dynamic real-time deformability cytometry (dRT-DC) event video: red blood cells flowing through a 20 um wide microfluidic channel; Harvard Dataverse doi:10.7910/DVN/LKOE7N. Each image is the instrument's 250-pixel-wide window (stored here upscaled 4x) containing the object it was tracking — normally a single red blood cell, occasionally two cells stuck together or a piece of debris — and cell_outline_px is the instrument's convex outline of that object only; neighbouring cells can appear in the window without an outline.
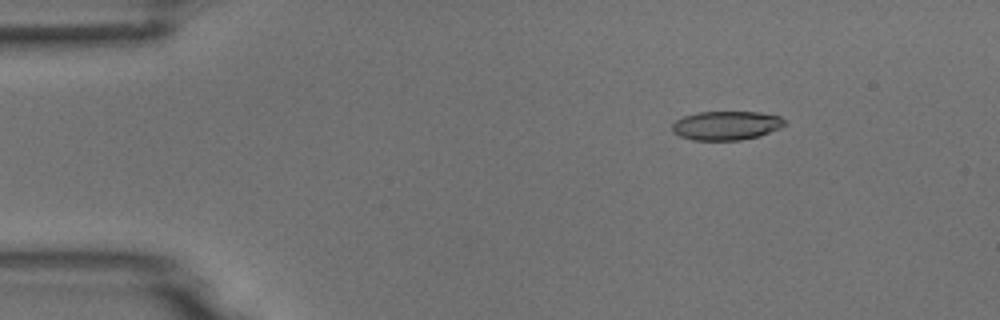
{"species": "common noctule bat (a hibernating species)", "species_latin": "Nyctalus noctula", "temperature_condition": "room temperature", "stored_images_in_passage": 5, "camera_frame_rate_fps": 3000, "um_per_image_px": 0.085, "animal": {"sex": "male", "body_mass_g": 18.8}, "frame": {"image": 1, "passage_image": 1, "time_ms": 0.0, "image_size_px": [1000, 320], "cell_outline_px": [[788, 120], [780, 128], [760, 136], [740, 140], [692, 140], [680, 136], [672, 132], [672, 124], [676, 120], [684, 116], [700, 112], [760, 112], [780, 116]], "centroid_in_image_um": [61.75, 10.67], "position_along_channel_um": 23.2, "area_um2": 19.07}}
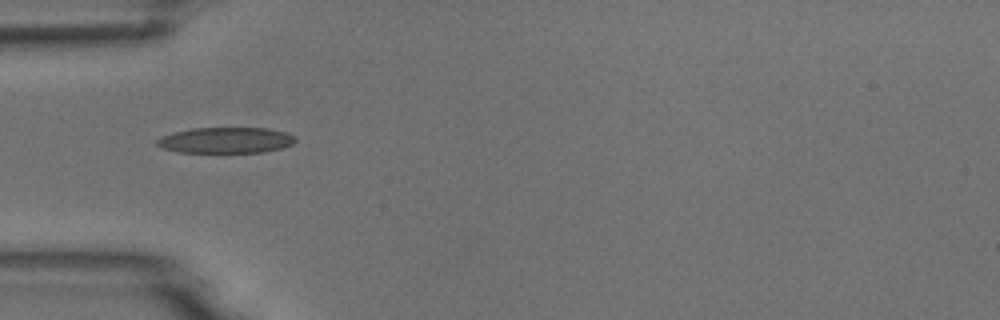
{"frame": {"image": 2, "passage_image": 3, "time_ms": 3.0, "image_size_px": [1000, 320], "cell_outline_px": [[296, 140], [292, 144], [280, 148], [264, 152], [176, 152], [164, 148], [156, 144], [156, 140], [160, 136], [172, 132], [192, 128], [268, 128], [284, 132], [296, 136]], "centroid_in_image_um": [19.17, 11.91], "position_along_channel_um": 65.8, "area_um2": 20.87}}